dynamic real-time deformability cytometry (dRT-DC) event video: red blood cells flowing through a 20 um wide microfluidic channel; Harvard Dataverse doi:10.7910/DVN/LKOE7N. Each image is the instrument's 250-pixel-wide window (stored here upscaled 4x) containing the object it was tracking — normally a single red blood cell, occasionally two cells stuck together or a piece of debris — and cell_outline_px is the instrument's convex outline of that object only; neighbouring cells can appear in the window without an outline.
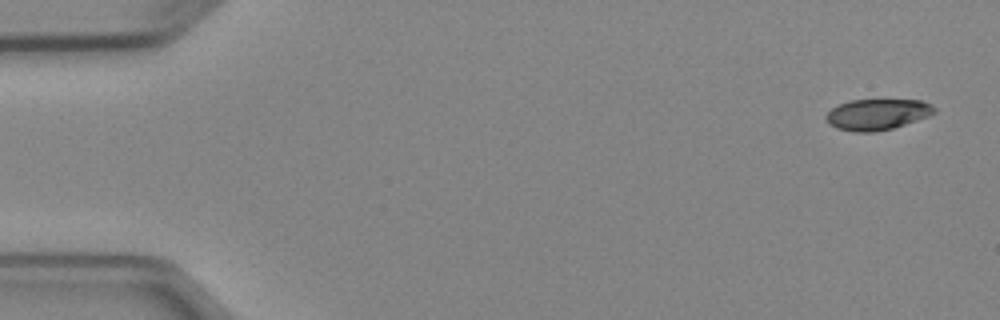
{"species": "Egyptian fruit bat (a non-hibernating species)", "species_latin": "Rousettus aegyptiacus", "temperature_condition": "cold", "stored_images_in_passage": 7, "camera_frame_rate_fps": 3000, "um_per_image_px": 0.085, "animal": {"sex": "female"}, "frame": {"image": 1, "passage_image": 1, "time_ms": 0.0, "image_size_px": [1000, 320], "cell_outline_px": [[936, 112], [928, 116], [892, 128], [876, 132], [852, 132], [836, 128], [828, 124], [824, 116], [832, 108], [840, 104], [852, 100], [920, 100], [932, 104], [936, 108]], "centroid_in_image_um": [74.55, 9.73], "position_along_channel_um": 10.5, "area_um2": 19.54}}
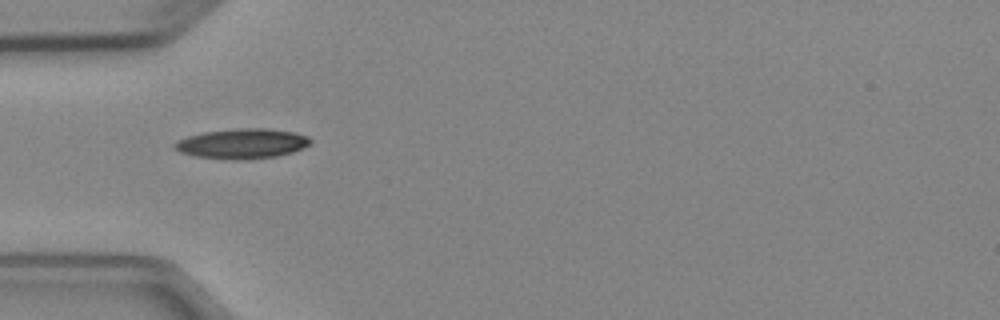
{"frame": {"image": 2, "passage_image": 5, "time_ms": 4.667, "image_size_px": [1000, 320], "cell_outline_px": [[312, 144], [304, 148], [292, 152], [276, 156], [236, 160], [232, 160], [196, 156], [180, 152], [172, 148], [172, 144], [176, 140], [188, 136], [204, 132], [236, 128], [264, 128], [292, 132], [308, 136], [312, 140]], "centroid_in_image_um": [20.56, 12.2], "position_along_channel_um": 64.4, "area_um2": 23.81}}